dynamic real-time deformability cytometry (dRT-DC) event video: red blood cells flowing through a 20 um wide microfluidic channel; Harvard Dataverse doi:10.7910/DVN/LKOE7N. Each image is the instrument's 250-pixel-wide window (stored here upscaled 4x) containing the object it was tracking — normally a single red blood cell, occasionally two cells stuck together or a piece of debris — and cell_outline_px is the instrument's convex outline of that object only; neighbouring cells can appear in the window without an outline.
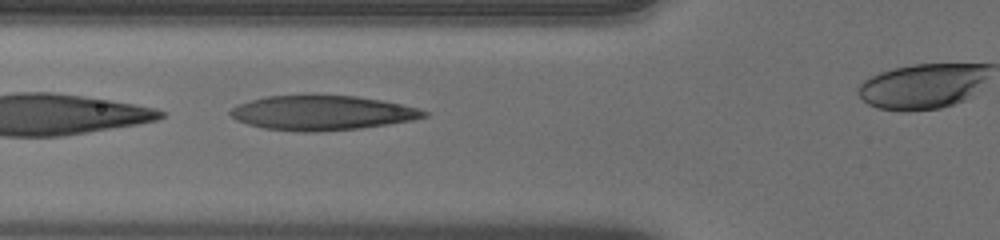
{"species": "human", "species_latin": "Homo sapiens", "temperature_condition": "warm", "stored_images_in_passage": 23, "camera_frame_rate_fps": 3000, "um_per_image_px": 0.085, "donor": {"sex": "male"}, "frame": {"image": 1, "passage_image": 4, "time_ms": 1.0, "image_size_px": [1000, 240], "cell_outline_px": [[428, 116], [412, 120], [388, 124], [360, 128], [316, 132], [300, 132], [264, 128], [248, 124], [236, 120], [228, 112], [232, 108], [240, 104], [264, 96], [308, 92], [356, 96], [380, 100], [400, 104], [416, 108], [428, 112]], "centroid_in_image_um": [27.33, 9.55], "position_along_channel_um": 98.5, "area_um2": 39.88}}
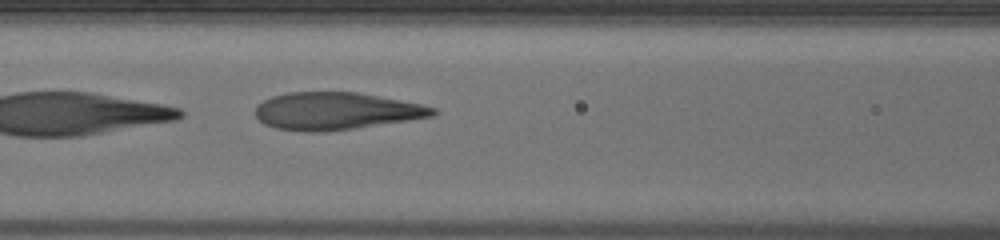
{"frame": {"image": 2, "passage_image": 7, "time_ms": 2.0, "image_size_px": [1000, 240], "cell_outline_px": [[436, 112], [432, 116], [408, 120], [324, 132], [312, 132], [276, 128], [264, 124], [256, 116], [256, 104], [272, 96], [288, 92], [356, 92], [424, 104], [436, 108]], "centroid_in_image_um": [28.54, 9.43], "position_along_channel_um": 138.1, "area_um2": 38.38}}